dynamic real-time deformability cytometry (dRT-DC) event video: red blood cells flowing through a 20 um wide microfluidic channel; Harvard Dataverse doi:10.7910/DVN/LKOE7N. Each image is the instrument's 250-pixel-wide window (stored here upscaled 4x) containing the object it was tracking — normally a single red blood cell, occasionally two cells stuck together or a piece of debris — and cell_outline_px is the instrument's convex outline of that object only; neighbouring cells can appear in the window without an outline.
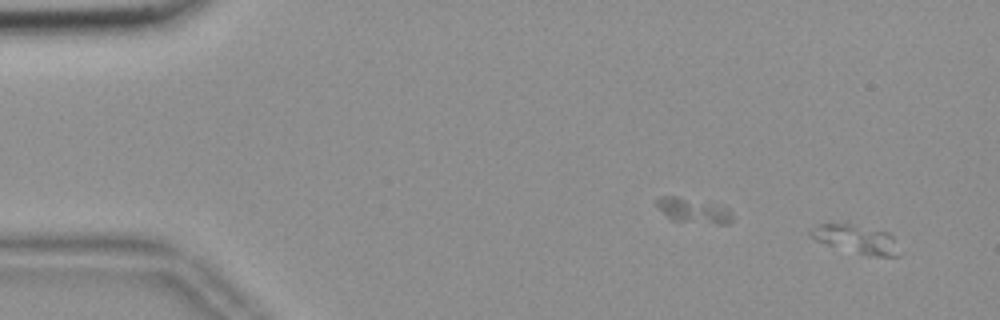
{"species": "common noctule bat (a hibernating species)", "species_latin": "Nyctalus noctula", "temperature_condition": "room temperature", "stored_images_in_passage": 25, "camera_frame_rate_fps": 3000, "um_per_image_px": 0.085, "animal": {"sex": "female", "body_mass_g": 18.4}, "frame": {"image": 1, "passage_image": 3, "time_ms": 0.667, "image_size_px": [1000, 320], "cell_outline_px": [[904, 252], [900, 256], [876, 256], [828, 244], [816, 240], [808, 236], [808, 232], [812, 228], [820, 224], [848, 224], [888, 232], [892, 236]], "centroid_in_image_um": [72.86, 20.33], "position_along_channel_um": 12.1, "area_um2": 14.33}}